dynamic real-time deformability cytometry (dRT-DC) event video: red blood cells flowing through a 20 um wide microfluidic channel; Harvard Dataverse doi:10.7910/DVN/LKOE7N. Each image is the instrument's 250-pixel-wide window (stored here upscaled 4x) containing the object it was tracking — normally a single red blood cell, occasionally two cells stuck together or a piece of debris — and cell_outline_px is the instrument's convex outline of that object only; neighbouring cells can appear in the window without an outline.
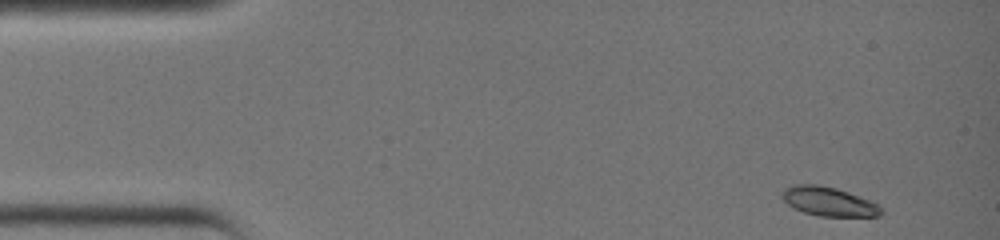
{"species": "common noctule bat (a hibernating species)", "species_latin": "Nyctalus noctula", "temperature_condition": "warm", "stored_images_in_passage": 36, "camera_frame_rate_fps": 3000, "um_per_image_px": 0.085, "animal": {"sex": "female", "body_mass_g": 19.0, "forearm_length_mm": 51.5}, "frame": {"image": 1, "passage_image": 1, "time_ms": 0.0, "image_size_px": [1000, 240], "cell_outline_px": [[884, 212], [880, 216], [820, 216], [804, 212], [788, 204], [780, 196], [780, 192], [784, 188], [792, 184], [816, 184], [836, 188], [848, 192], [868, 200], [876, 204]], "centroid_in_image_um": [70.39, 17.11], "position_along_channel_um": 14.6, "area_um2": 16.65}}
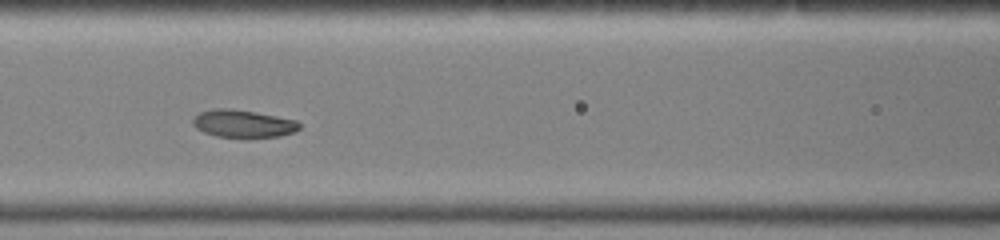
{"frame": {"image": 2, "passage_image": 15, "time_ms": 4.667, "image_size_px": [1000, 240], "cell_outline_px": [[300, 128], [296, 132], [280, 136], [216, 136], [204, 132], [196, 128], [192, 124], [192, 120], [200, 112], [212, 108], [232, 108], [256, 112], [296, 120], [300, 124]], "centroid_in_image_um": [20.66, 10.48], "position_along_channel_um": 145.9, "area_um2": 16.94}}
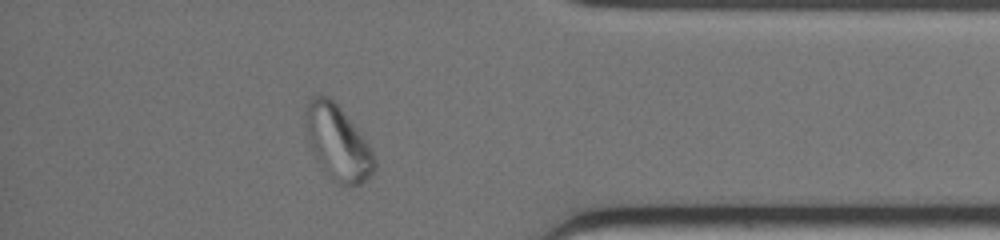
{"frame": {"image": 3, "passage_image": 31, "time_ms": 10.0, "image_size_px": [1000, 240], "cell_outline_px": [[376, 168], [368, 180], [360, 184], [348, 188], [332, 180], [328, 176], [316, 156], [308, 140], [304, 128], [304, 124], [308, 96], [316, 92], [328, 96], [340, 108], [356, 128], [368, 144], [376, 160]], "centroid_in_image_um": [28.69, 12.12], "position_along_channel_um": 406.5, "area_um2": 30.11}}